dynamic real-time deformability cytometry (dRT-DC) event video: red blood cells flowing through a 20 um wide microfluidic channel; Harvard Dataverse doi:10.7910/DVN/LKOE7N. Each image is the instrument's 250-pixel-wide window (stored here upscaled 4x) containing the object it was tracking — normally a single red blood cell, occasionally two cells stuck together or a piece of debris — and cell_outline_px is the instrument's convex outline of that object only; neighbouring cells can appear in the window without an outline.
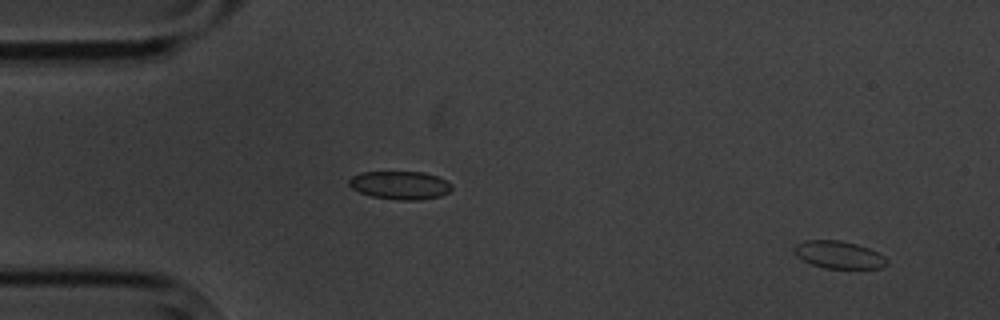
{"species": "common noctule bat (a hibernating species)", "species_latin": "Nyctalus noctula", "temperature_condition": "cold", "stored_images_in_passage": 14, "camera_frame_rate_fps": 3000, "um_per_image_px": 0.085, "animal": {"sex": "male", "body_mass_g": 20.1, "forearm_length_mm": 53.5}, "frame": {"image": 1, "passage_image": 1, "time_ms": 0.0, "image_size_px": [1000, 320], "cell_outline_px": [[888, 264], [880, 268], [824, 268], [812, 264], [796, 256], [792, 248], [796, 244], [804, 240], [840, 240], [856, 244], [868, 248], [884, 256], [888, 260]], "centroid_in_image_um": [71.27, 21.65], "position_along_channel_um": 13.7, "area_um2": 14.8}}
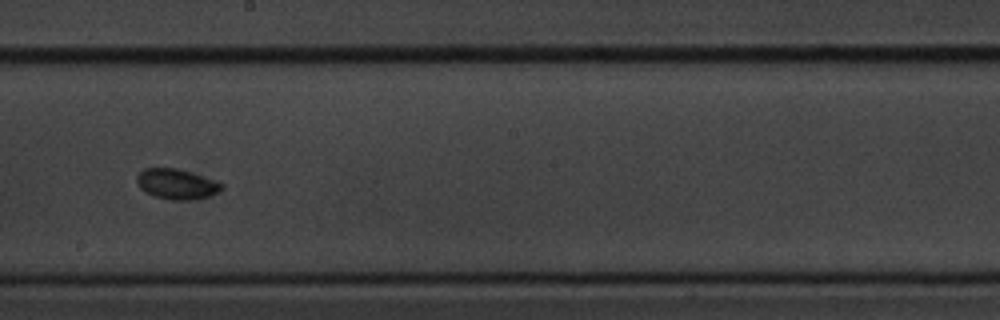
{"frame": {"image": 2, "passage_image": 8, "time_ms": 9.333, "image_size_px": [1000, 320], "cell_outline_px": [[224, 188], [220, 192], [208, 196], [192, 200], [168, 200], [152, 196], [140, 188], [136, 180], [136, 176], [144, 168], [176, 168], [224, 184]], "centroid_in_image_um": [14.99, 15.66], "position_along_channel_um": 233.2, "area_um2": 14.91}}
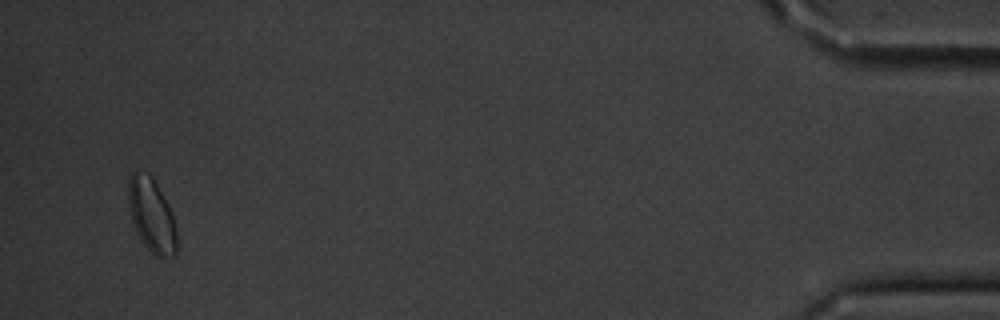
{"frame": {"image": 3, "passage_image": 14, "time_ms": 17.0, "image_size_px": [1000, 320], "cell_outline_px": [[176, 252], [172, 256], [156, 256], [144, 244], [136, 232], [132, 220], [128, 204], [128, 180], [132, 172], [136, 172], [152, 176], [168, 204], [172, 212], [176, 228]], "centroid_in_image_um": [12.88, 18.29], "position_along_channel_um": 422.3, "area_um2": 20.52}}